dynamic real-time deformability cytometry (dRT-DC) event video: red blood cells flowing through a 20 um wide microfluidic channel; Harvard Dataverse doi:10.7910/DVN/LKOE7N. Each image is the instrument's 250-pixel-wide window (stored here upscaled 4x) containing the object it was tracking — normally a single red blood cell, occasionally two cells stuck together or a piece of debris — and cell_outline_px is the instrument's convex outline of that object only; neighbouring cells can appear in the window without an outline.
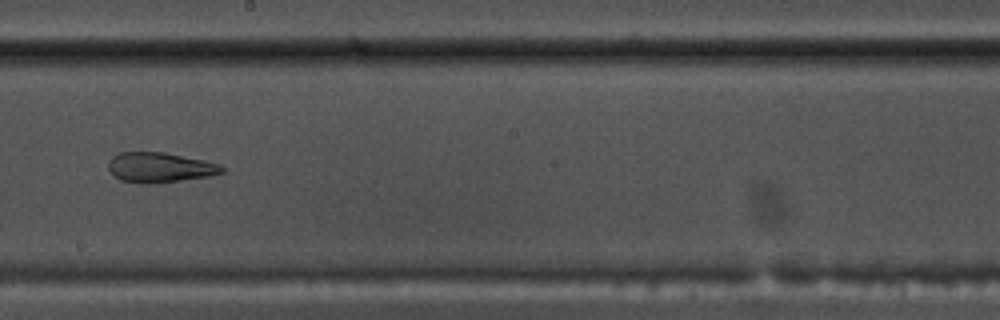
{"species": "common noctule bat (a hibernating species)", "species_latin": "Nyctalus noctula", "temperature_condition": "warm", "stored_images_in_passage": 53, "camera_frame_rate_fps": 3000, "um_per_image_px": 0.085, "animal": {"sex": "male", "body_mass_g": 17.5, "forearm_length_mm": 52.3}, "frame": {"image": 1, "passage_image": 31, "time_ms": 10.0, "image_size_px": [1000, 320], "cell_outline_px": [[224, 172], [208, 176], [180, 180], [148, 184], [120, 180], [112, 176], [108, 168], [108, 160], [112, 156], [120, 152], [164, 152], [204, 160], [220, 164], [224, 168]], "centroid_in_image_um": [13.54, 14.22], "position_along_channel_um": 234.7, "area_um2": 19.88}, "authors_computed_cell_mechanics": {"area_um2": 28.7266, "velocity_mm_per_s": 3.7303, "shape_relaxation_time_tau1_ms": null, "shape_relaxation_time_tau2_ms": 1.9636, "deformation_change_tau1": null, "deformation_change_tau2": 0.1047}}